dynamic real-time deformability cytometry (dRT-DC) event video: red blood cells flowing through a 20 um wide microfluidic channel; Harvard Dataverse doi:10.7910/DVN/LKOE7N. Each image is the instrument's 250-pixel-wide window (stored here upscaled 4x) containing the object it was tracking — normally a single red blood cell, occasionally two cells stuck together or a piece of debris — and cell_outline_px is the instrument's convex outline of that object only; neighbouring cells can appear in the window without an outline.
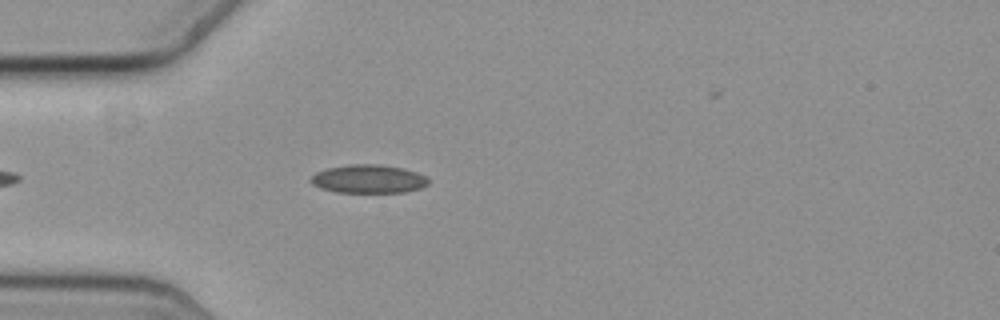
{"species": "common noctule bat (a hibernating species)", "species_latin": "Nyctalus noctula", "temperature_condition": "cold", "stored_images_in_passage": 30, "camera_frame_rate_fps": 3000, "um_per_image_px": 0.085, "animal": {"sex": "female", "body_mass_g": 19.3, "forearm_length_mm": 54.1}, "frame": {"image": 1, "passage_image": 6, "time_ms": 1.667, "image_size_px": [1000, 320], "cell_outline_px": [[428, 184], [420, 188], [404, 192], [336, 192], [320, 188], [312, 184], [308, 180], [316, 172], [328, 168], [348, 164], [380, 164], [400, 168], [416, 172], [424, 176], [428, 180]], "centroid_in_image_um": [31.27, 15.21], "position_along_channel_um": 53.7, "area_um2": 19.36}}
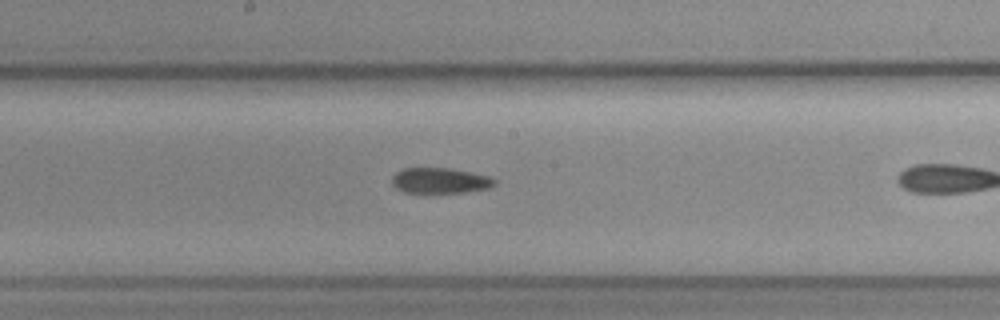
{"frame": {"image": 2, "passage_image": 16, "time_ms": 5.0, "image_size_px": [1000, 320], "cell_outline_px": [[496, 184], [488, 188], [464, 192], [404, 192], [396, 188], [392, 184], [392, 176], [396, 172], [404, 168], [448, 168], [488, 176], [496, 180]], "centroid_in_image_um": [37.37, 15.35], "position_along_channel_um": 210.8, "area_um2": 15.03}}
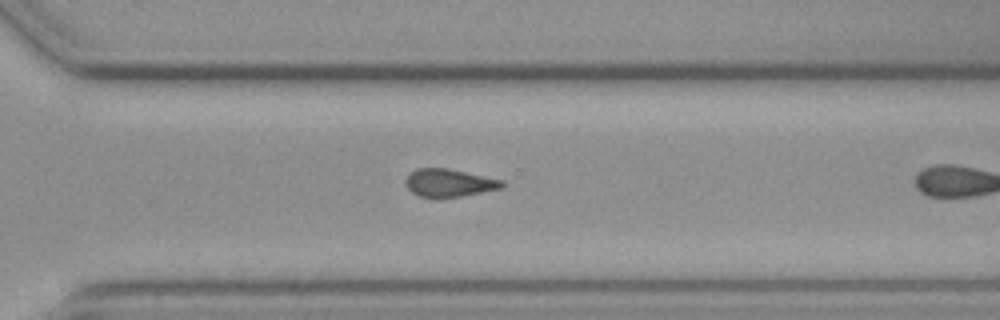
{"frame": {"image": 3, "passage_image": 26, "time_ms": 8.333, "image_size_px": [1000, 320], "cell_outline_px": [[504, 184], [500, 188], [460, 196], [436, 200], [420, 196], [412, 192], [408, 188], [404, 180], [416, 168], [448, 168], [504, 180]], "centroid_in_image_um": [38.14, 15.56], "position_along_channel_um": 332.5, "area_um2": 15.78}}